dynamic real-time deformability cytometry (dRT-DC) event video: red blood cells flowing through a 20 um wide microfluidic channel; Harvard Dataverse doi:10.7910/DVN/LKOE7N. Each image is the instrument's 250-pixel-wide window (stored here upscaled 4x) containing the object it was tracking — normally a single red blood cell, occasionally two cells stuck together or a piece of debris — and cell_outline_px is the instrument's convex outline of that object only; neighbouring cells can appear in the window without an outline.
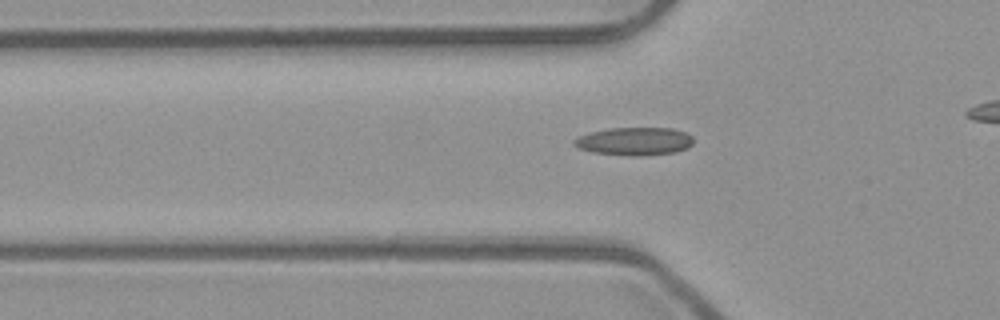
{"species": "common noctule bat (a hibernating species)", "species_latin": "Nyctalus noctula", "temperature_condition": "room temperature", "stored_images_in_passage": 41, "camera_frame_rate_fps": 3000, "um_per_image_px": 0.085, "animal": {"sex": "male", "body_mass_g": 23.1, "forearm_length_mm": 52.7}, "frame": {"image": 1, "passage_image": 16, "time_ms": 5.0, "image_size_px": [1000, 320], "cell_outline_px": [[692, 144], [688, 148], [672, 152], [640, 156], [636, 156], [592, 152], [580, 148], [572, 144], [572, 140], [580, 136], [592, 132], [608, 128], [672, 128], [684, 132], [692, 136]], "centroid_in_image_um": [53.92, 12.0], "position_along_channel_um": 71.9, "area_um2": 19.25}}
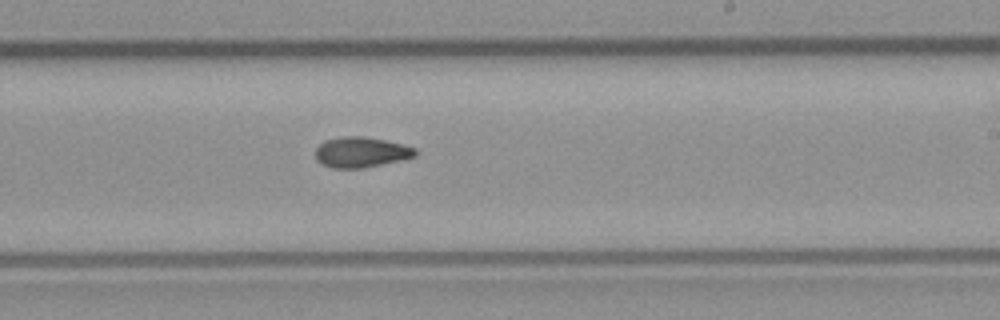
{"frame": {"image": 2, "passage_image": 30, "time_ms": 9.667, "image_size_px": [1000, 320], "cell_outline_px": [[416, 156], [400, 160], [360, 168], [332, 168], [320, 164], [316, 160], [316, 148], [324, 140], [344, 136], [360, 136], [384, 140], [416, 148]], "centroid_in_image_um": [30.64, 12.94], "position_along_channel_um": 258.4, "area_um2": 17.51}}
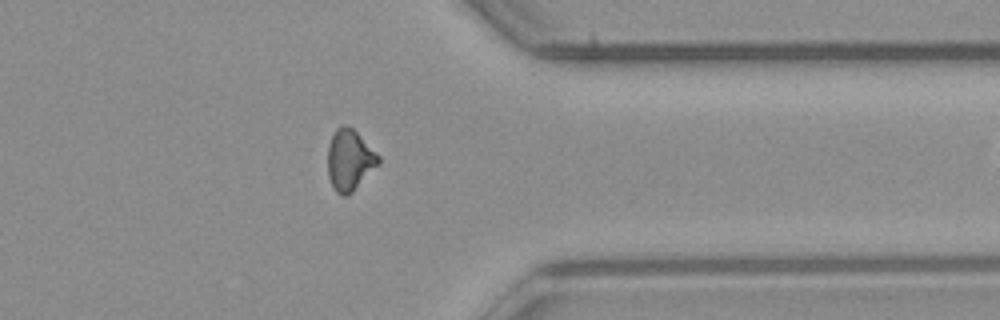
{"frame": {"image": 3, "passage_image": 40, "time_ms": 13.0, "image_size_px": [1000, 320], "cell_outline_px": [[380, 164], [348, 196], [344, 196], [336, 192], [328, 176], [328, 144], [336, 128], [344, 124], [352, 128], [380, 156]], "centroid_in_image_um": [29.72, 13.61], "position_along_channel_um": 381.7, "area_um2": 17.98}}